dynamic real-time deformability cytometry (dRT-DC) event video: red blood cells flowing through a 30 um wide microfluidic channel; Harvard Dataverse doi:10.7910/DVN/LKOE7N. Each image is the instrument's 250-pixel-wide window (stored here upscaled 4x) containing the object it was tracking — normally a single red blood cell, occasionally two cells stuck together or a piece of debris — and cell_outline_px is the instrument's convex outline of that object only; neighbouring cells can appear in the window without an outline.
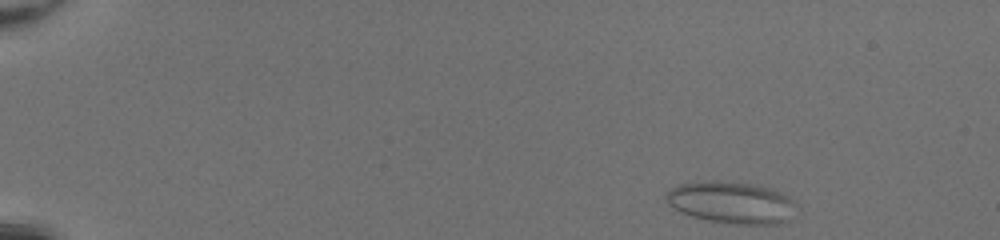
{"species": "common noctule bat (a hibernating species)", "species_latin": "Nyctalus noctula", "temperature_condition": "room temperature", "stored_images_in_passage": 44, "camera_frame_rate_fps": 3000, "um_per_image_px": 0.085, "animal": {"sex": "female", "body_mass_g": 20.0, "forearm_length_mm": 54.0}, "frame": {"image": 1, "passage_image": 1, "time_ms": 0.0, "image_size_px": [1000, 240], "cell_outline_px": [[796, 204], [788, 220], [780, 224], [736, 224], [708, 220], [692, 216], [680, 212], [668, 204], [664, 196], [672, 188], [680, 184], [712, 180], [752, 184], [772, 188], [788, 196]], "centroid_in_image_um": [62.16, 17.21], "position_along_channel_um": 22.8, "area_um2": 31.62}}
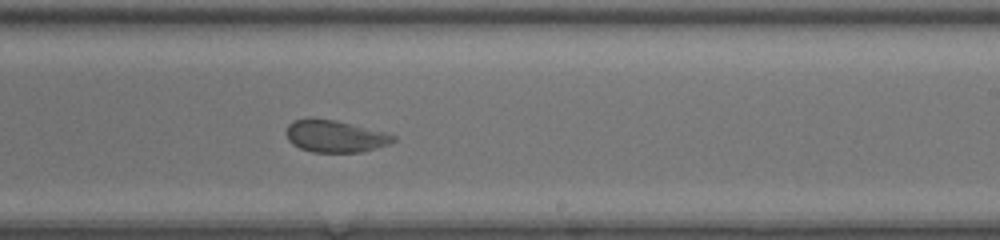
{"frame": {"image": 2, "passage_image": 27, "time_ms": 8.667, "image_size_px": [1000, 240], "cell_outline_px": [[396, 140], [388, 144], [376, 148], [360, 152], [312, 152], [300, 148], [292, 144], [288, 140], [284, 132], [288, 124], [292, 120], [336, 120], [384, 132], [396, 136]], "centroid_in_image_um": [28.46, 11.6], "position_along_channel_um": 260.5, "area_um2": 19.71}}
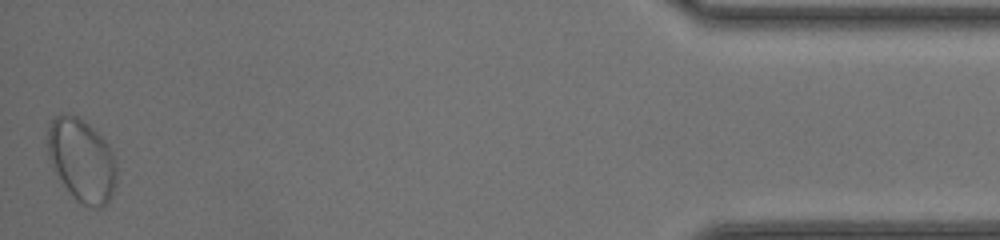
{"frame": {"image": 3, "passage_image": 44, "time_ms": 14.333, "image_size_px": [1000, 240], "cell_outline_px": [[116, 184], [112, 196], [100, 208], [92, 208], [76, 200], [72, 196], [64, 184], [48, 156], [48, 124], [56, 116], [76, 116], [88, 124], [104, 140], [112, 152], [116, 168]], "centroid_in_image_um": [6.96, 13.64], "position_along_channel_um": 428.2, "area_um2": 32.54}}